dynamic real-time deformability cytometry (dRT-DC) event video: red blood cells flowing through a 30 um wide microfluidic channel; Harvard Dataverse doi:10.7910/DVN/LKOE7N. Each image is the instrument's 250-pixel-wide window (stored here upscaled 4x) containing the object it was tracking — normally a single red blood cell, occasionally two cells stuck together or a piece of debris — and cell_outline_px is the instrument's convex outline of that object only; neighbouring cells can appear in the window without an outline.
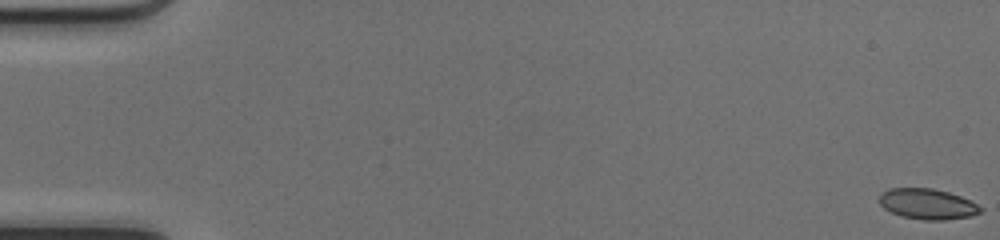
{"species": "common noctule bat (a hibernating species)", "species_latin": "Nyctalus noctula", "temperature_condition": "cold", "stored_images_in_passage": 51, "camera_frame_rate_fps": 3000, "um_per_image_px": 0.085, "animal": {"sex": "female", "body_mass_g": 17.0, "forearm_length_mm": 48.0}, "frame": {"image": 1, "passage_image": 1, "time_ms": 0.0, "image_size_px": [1000, 240], "cell_outline_px": [[984, 208], [980, 212], [972, 216], [944, 220], [924, 220], [900, 216], [884, 208], [880, 204], [880, 192], [888, 188], [932, 188], [948, 192], [960, 196]], "centroid_in_image_um": [78.82, 17.34], "position_along_channel_um": 6.2, "area_um2": 18.03}}
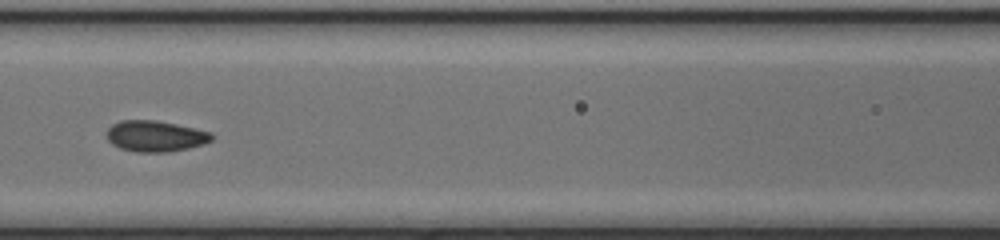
{"frame": {"image": 2, "passage_image": 24, "time_ms": 7.667, "image_size_px": [1000, 240], "cell_outline_px": [[216, 136], [212, 140], [204, 144], [188, 148], [168, 152], [136, 152], [120, 148], [112, 144], [108, 140], [108, 128], [112, 124], [120, 120], [156, 120], [176, 124], [212, 132]], "centroid_in_image_um": [13.24, 11.57], "position_along_channel_um": 153.4, "area_um2": 19.07}}
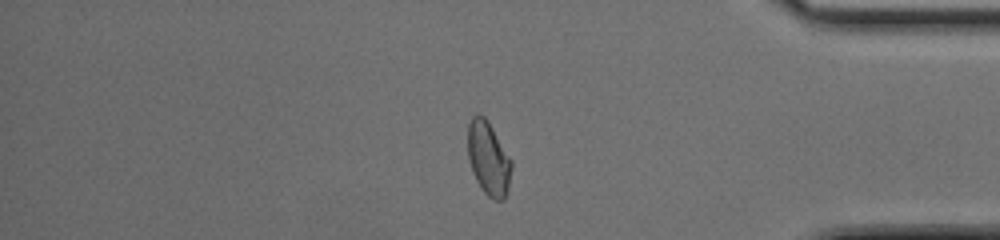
{"frame": {"image": 3, "passage_image": 43, "time_ms": 14.0, "image_size_px": [1000, 240], "cell_outline_px": [[512, 168], [508, 188], [504, 200], [492, 200], [484, 192], [476, 180], [472, 172], [468, 160], [468, 124], [472, 116], [476, 112], [484, 116], [488, 120], [512, 160]], "centroid_in_image_um": [41.51, 13.45], "position_along_channel_um": 393.7, "area_um2": 19.02}, "authors_computed_cell_mechanics": {"area_um2": 18.785, "velocity_mm_per_s": 4.1845, "shape_relaxation_time_tau1_ms": null, "shape_relaxation_time_tau2_ms": 0.9823, "deformation_change_tau1": null, "deformation_change_tau2": 0.0522}}